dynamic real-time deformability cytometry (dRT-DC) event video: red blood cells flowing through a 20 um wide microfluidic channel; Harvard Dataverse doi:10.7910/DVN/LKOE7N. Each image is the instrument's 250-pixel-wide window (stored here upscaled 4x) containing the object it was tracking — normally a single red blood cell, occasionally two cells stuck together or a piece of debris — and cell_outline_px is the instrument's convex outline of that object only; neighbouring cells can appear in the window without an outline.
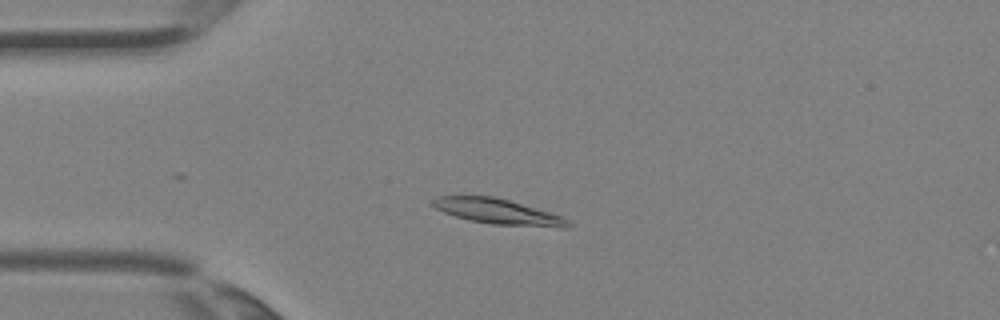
{"species": "Egyptian fruit bat (a non-hibernating species)", "species_latin": "Rousettus aegyptiacus", "temperature_condition": "room temperature", "stored_images_in_passage": 3, "camera_frame_rate_fps": 3000, "um_per_image_px": 0.085, "animal": {"sex": "female"}, "frame": {"image": 1, "passage_image": 2, "time_ms": 0.333, "image_size_px": [1000, 320], "cell_outline_px": [[572, 224], [568, 228], [564, 228], [492, 224], [468, 220], [444, 212], [428, 204], [436, 196], [492, 196], [508, 200], [548, 212], [560, 216], [568, 220]], "centroid_in_image_um": [42.28, 17.99], "position_along_channel_um": 42.7, "area_um2": 19.83}}
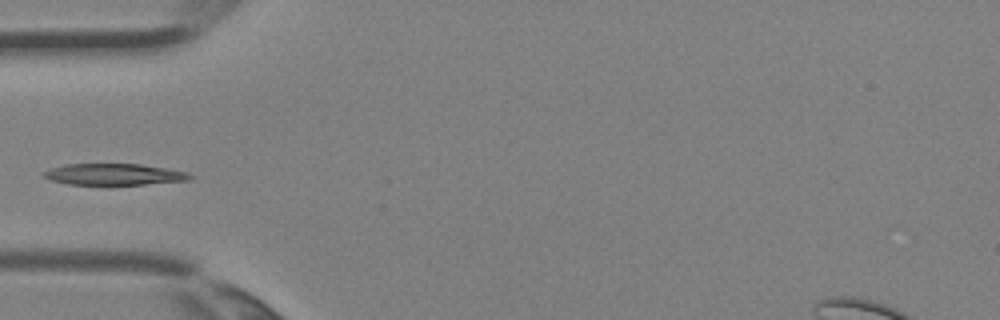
{"frame": {"image": 2, "passage_image": 3, "time_ms": 0.667, "image_size_px": [1000, 320], "cell_outline_px": [[196, 176], [192, 180], [108, 188], [68, 184], [52, 180], [44, 176], [44, 172], [52, 168], [64, 164], [140, 164], [188, 172]], "centroid_in_image_um": [9.76, 14.88], "position_along_channel_um": 75.2, "area_um2": 19.31}}